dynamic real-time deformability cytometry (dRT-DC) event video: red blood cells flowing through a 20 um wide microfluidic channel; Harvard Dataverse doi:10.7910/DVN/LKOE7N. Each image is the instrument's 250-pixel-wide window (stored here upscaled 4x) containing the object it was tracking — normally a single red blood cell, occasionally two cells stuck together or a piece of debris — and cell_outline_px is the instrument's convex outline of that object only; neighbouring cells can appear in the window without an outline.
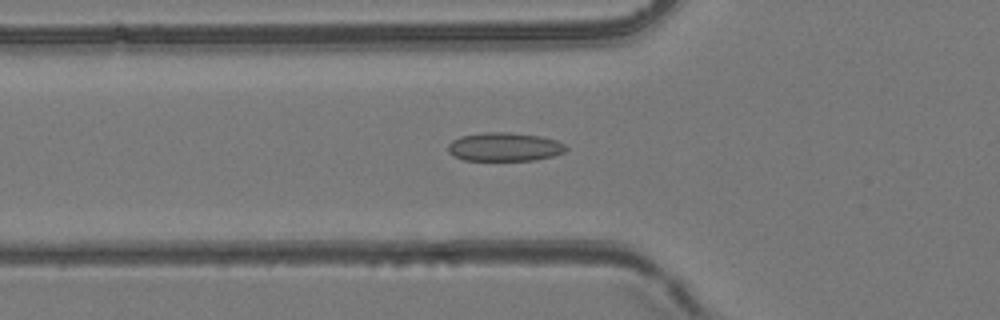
{"species": "common noctule bat (a hibernating species)", "species_latin": "Nyctalus noctula", "temperature_condition": "room temperature", "stored_images_in_passage": 54, "camera_frame_rate_fps": 3000, "um_per_image_px": 0.085, "animal": {"sex": "female", "body_mass_g": 24.6, "forearm_length_mm": 56.2}, "frame": {"image": 1, "passage_image": 20, "time_ms": 6.333, "image_size_px": [1000, 320], "cell_outline_px": [[568, 148], [564, 152], [552, 156], [536, 160], [464, 160], [452, 156], [448, 152], [448, 144], [452, 140], [460, 136], [484, 132], [508, 132], [540, 136], [556, 140], [564, 144]], "centroid_in_image_um": [42.85, 12.48], "position_along_channel_um": 82.9, "area_um2": 19.77}}
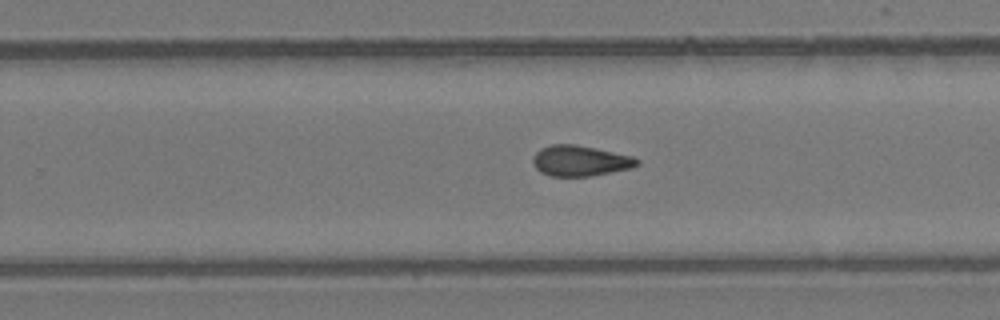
{"frame": {"image": 2, "passage_image": 35, "time_ms": 11.333, "image_size_px": [1000, 320], "cell_outline_px": [[640, 164], [632, 168], [588, 176], [552, 176], [540, 172], [532, 164], [532, 156], [540, 148], [552, 144], [576, 144], [632, 156], [640, 160]], "centroid_in_image_um": [49.29, 13.66], "position_along_channel_um": 280.5, "area_um2": 18.61}}
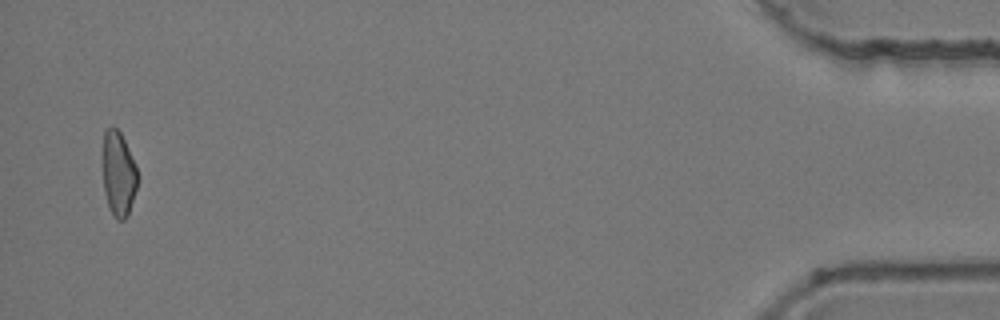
{"frame": {"image": 3, "passage_image": 53, "time_ms": 17.333, "image_size_px": [1000, 320], "cell_outline_px": [[140, 176], [128, 216], [124, 220], [116, 220], [108, 204], [104, 192], [104, 132], [108, 128], [116, 128], [120, 132], [136, 164]], "centroid_in_image_um": [10.12, 14.82], "position_along_channel_um": 425.1, "area_um2": 17.05}, "authors_computed_cell_mechanics": {"area_um2": 18.8428, "velocity_mm_per_s": 3.9368, "shape_relaxation_time_tau1_ms": null, "shape_relaxation_time_tau2_ms": 4.054, "deformation_change_tau1": null, "deformation_change_tau2": 0.0993}}